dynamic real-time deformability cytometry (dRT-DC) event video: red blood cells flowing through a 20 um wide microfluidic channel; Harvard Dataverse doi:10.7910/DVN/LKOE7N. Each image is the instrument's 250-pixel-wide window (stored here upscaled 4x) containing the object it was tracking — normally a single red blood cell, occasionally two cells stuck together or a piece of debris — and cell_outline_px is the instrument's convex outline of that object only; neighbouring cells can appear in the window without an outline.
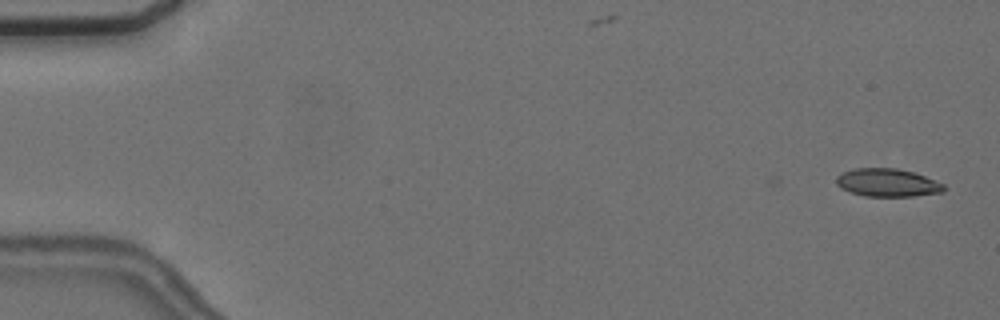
{"species": "common noctule bat (a hibernating species)", "species_latin": "Nyctalus noctula", "temperature_condition": "cold", "stored_images_in_passage": 4, "camera_frame_rate_fps": 3000, "um_per_image_px": 0.085, "animal": {"sex": "female", "body_mass_g": 24.6, "forearm_length_mm": 56.2}, "frame": {"image": 1, "passage_image": 1, "time_ms": 0.0, "image_size_px": [1000, 320], "cell_outline_px": [[944, 192], [912, 196], [864, 196], [840, 188], [836, 184], [836, 176], [840, 172], [856, 168], [896, 168], [912, 172], [924, 176], [944, 184]], "centroid_in_image_um": [75.39, 15.52], "position_along_channel_um": 9.6, "area_um2": 17.51}}